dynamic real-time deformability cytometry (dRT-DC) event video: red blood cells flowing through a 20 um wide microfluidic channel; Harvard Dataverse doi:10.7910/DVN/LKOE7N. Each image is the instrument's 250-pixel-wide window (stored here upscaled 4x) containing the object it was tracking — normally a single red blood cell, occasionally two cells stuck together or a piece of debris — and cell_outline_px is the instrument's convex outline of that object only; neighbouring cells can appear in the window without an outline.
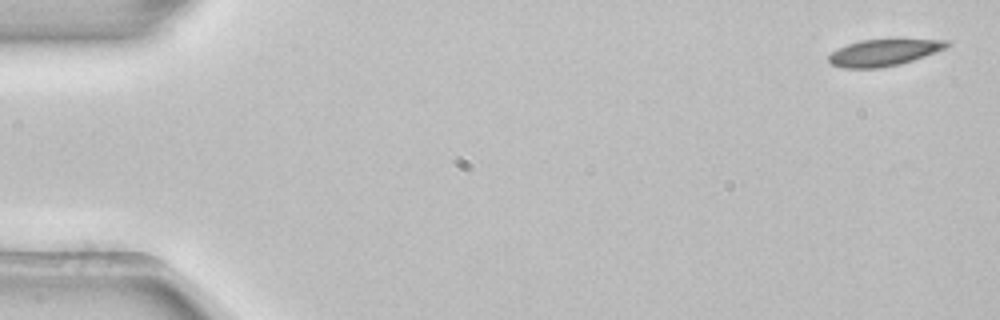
{"species": "common noctule bat (a hibernating species)", "species_latin": "Nyctalus noctula", "temperature_condition": "room temperature", "stored_images_in_passage": 4, "camera_frame_rate_fps": 3000, "um_per_image_px": 0.085, "animal": {"sex": "female", "body_mass_g": 22.7, "forearm_length_mm": 54.2}, "frame": {"image": 1, "passage_image": 1, "time_ms": 0.0, "image_size_px": [1000, 320], "cell_outline_px": [[952, 44], [944, 48], [924, 56], [900, 64], [880, 68], [844, 68], [832, 64], [828, 60], [828, 56], [832, 52], [848, 44], [860, 40], [948, 40]], "centroid_in_image_um": [75.09, 4.48], "position_along_channel_um": 9.9, "area_um2": 17.92}}
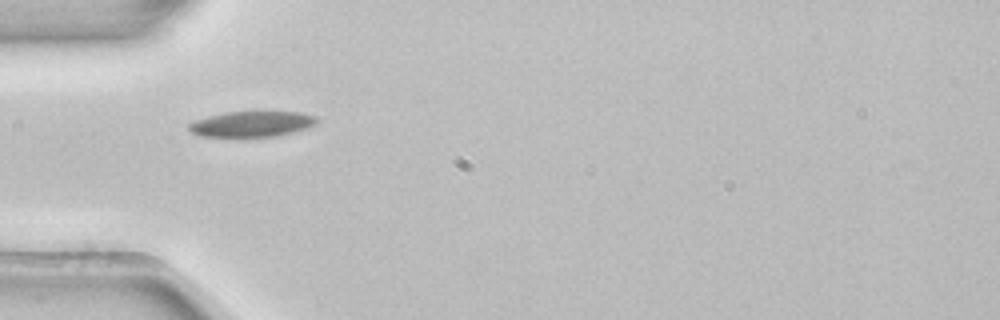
{"frame": {"image": 2, "passage_image": 4, "time_ms": 1.0, "image_size_px": [1000, 320], "cell_outline_px": [[320, 120], [316, 124], [308, 128], [276, 136], [244, 140], [196, 136], [188, 128], [188, 124], [192, 120], [224, 112], [264, 108], [268, 108], [300, 112], [316, 116]], "centroid_in_image_um": [21.39, 10.53], "position_along_channel_um": 63.6, "area_um2": 21.44}}